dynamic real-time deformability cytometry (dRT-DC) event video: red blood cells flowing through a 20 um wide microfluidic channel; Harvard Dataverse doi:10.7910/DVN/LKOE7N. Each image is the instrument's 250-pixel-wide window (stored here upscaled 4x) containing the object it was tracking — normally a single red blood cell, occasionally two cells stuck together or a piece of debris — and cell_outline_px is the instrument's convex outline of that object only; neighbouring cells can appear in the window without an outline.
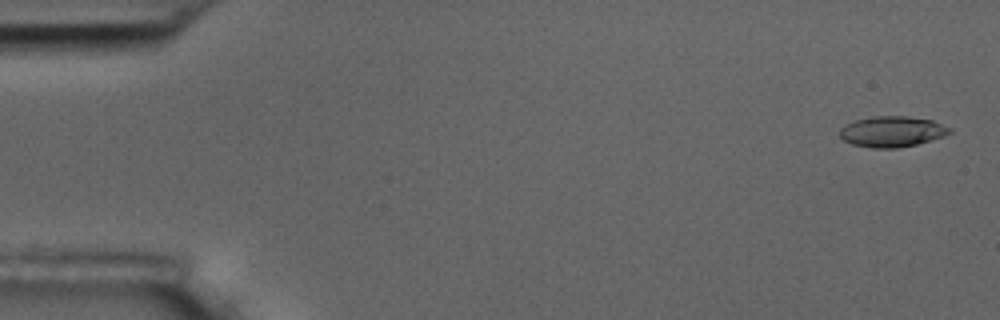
{"species": "common noctule bat (a hibernating species)", "species_latin": "Nyctalus noctula", "temperature_condition": "room temperature", "stored_images_in_passage": 5, "camera_frame_rate_fps": 3000, "um_per_image_px": 0.085, "animal": {"sex": "male", "body_mass_g": 17.5, "forearm_length_mm": 52.3}, "frame": {"image": 1, "passage_image": 1, "time_ms": 0.0, "image_size_px": [1000, 320], "cell_outline_px": [[952, 132], [944, 136], [916, 144], [896, 148], [872, 148], [852, 144], [844, 140], [840, 136], [840, 128], [844, 124], [856, 120], [872, 116], [908, 116], [932, 120], [952, 128]], "centroid_in_image_um": [75.82, 11.18], "position_along_channel_um": 9.2, "area_um2": 19.71}}
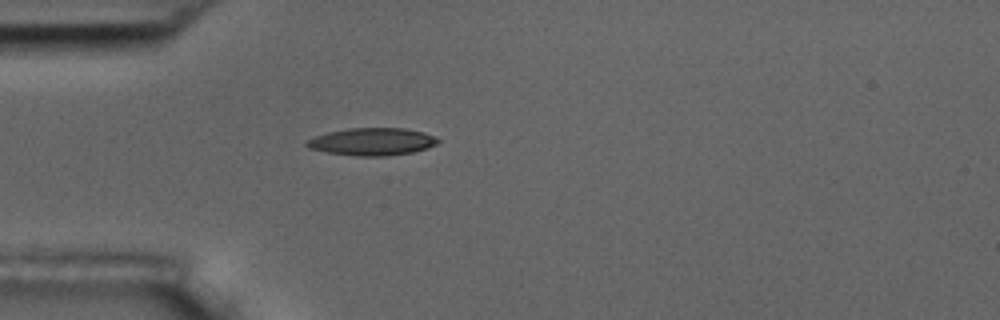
{"frame": {"image": 2, "passage_image": 5, "time_ms": 4.667, "image_size_px": [1000, 320], "cell_outline_px": [[440, 140], [436, 144], [428, 148], [412, 152], [388, 156], [356, 156], [328, 152], [308, 148], [304, 144], [308, 140], [316, 136], [328, 132], [348, 128], [404, 128], [424, 132]], "centroid_in_image_um": [31.63, 12.04], "position_along_channel_um": 53.4, "area_um2": 20.92}}